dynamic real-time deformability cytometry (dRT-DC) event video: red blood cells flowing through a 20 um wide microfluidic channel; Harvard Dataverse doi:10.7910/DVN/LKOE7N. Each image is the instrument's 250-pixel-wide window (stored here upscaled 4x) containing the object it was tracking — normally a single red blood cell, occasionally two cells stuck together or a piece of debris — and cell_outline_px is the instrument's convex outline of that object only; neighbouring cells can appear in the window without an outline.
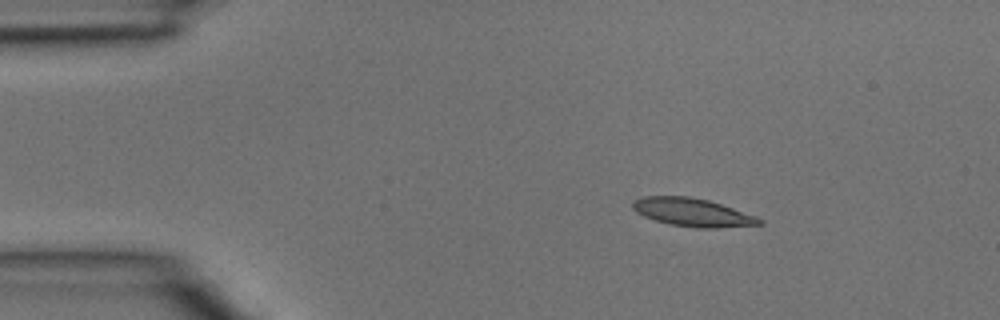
{"species": "common noctule bat (a hibernating species)", "species_latin": "Nyctalus noctula", "temperature_condition": "room temperature", "stored_images_in_passage": 3, "camera_frame_rate_fps": 3000, "um_per_image_px": 0.085, "animal": {"sex": "male", "body_mass_g": 15.6}, "frame": {"image": 1, "passage_image": 3, "time_ms": 0.667, "image_size_px": [1000, 320], "cell_outline_px": [[764, 224], [716, 228], [696, 228], [668, 224], [644, 216], [636, 212], [632, 208], [632, 200], [644, 196], [688, 196], [708, 200], [756, 216], [764, 220]], "centroid_in_image_um": [58.85, 18.05], "position_along_channel_um": 26.2, "area_um2": 20.81}}